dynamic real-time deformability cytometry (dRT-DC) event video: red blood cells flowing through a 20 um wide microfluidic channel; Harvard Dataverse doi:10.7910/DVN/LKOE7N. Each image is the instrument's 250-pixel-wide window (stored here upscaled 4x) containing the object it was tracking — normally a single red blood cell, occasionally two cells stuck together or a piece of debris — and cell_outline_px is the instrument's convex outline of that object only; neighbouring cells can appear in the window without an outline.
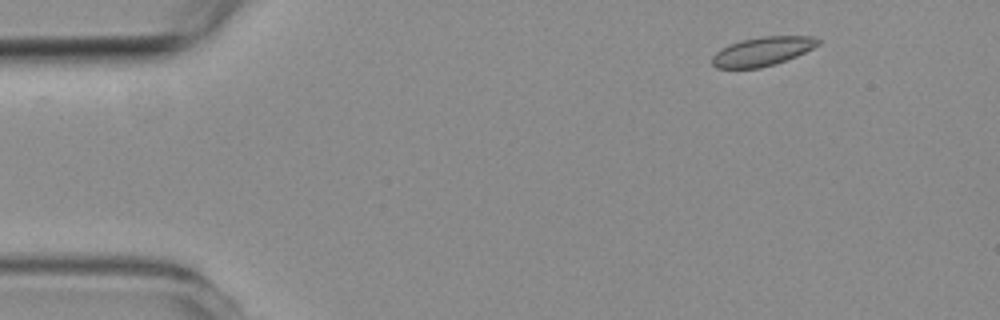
{"species": "common noctule bat (a hibernating species)", "species_latin": "Nyctalus noctula", "temperature_condition": "room temperature", "stored_images_in_passage": 7, "camera_frame_rate_fps": 3000, "um_per_image_px": 0.085, "animal": {"sex": "female", "body_mass_g": 19.3, "forearm_length_mm": 54.1}, "frame": {"image": 1, "passage_image": 1, "time_ms": 0.0, "image_size_px": [1000, 320], "cell_outline_px": [[820, 44], [796, 56], [776, 64], [760, 68], [716, 68], [712, 64], [712, 56], [720, 48], [728, 44], [740, 40], [760, 36], [812, 36], [820, 40]], "centroid_in_image_um": [64.78, 4.36], "position_along_channel_um": 20.2, "area_um2": 17.98}}
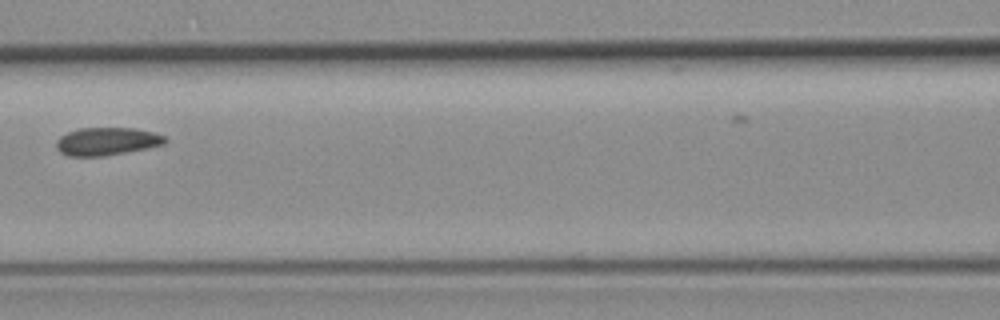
{"frame": {"image": 2, "passage_image": 5, "time_ms": 5.667, "image_size_px": [1000, 320], "cell_outline_px": [[168, 140], [164, 144], [148, 148], [104, 156], [68, 156], [60, 152], [56, 148], [56, 140], [60, 136], [68, 132], [80, 128], [136, 128], [152, 132], [164, 136]], "centroid_in_image_um": [9.07, 12.02], "position_along_channel_um": 157.5, "area_um2": 17.69}}
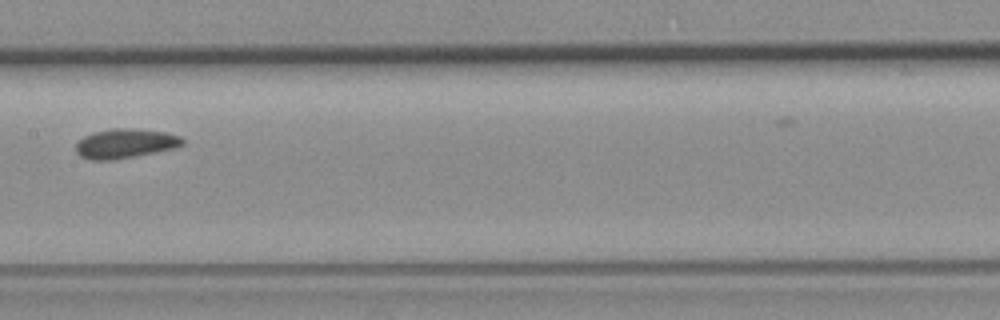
{"frame": {"image": 3, "passage_image": 6, "time_ms": 6.667, "image_size_px": [1000, 320], "cell_outline_px": [[184, 144], [176, 148], [112, 160], [92, 160], [80, 156], [76, 152], [76, 144], [84, 136], [92, 132], [112, 128], [124, 128], [164, 132], [180, 136], [184, 140]], "centroid_in_image_um": [10.63, 12.2], "position_along_channel_um": 196.8, "area_um2": 18.15}}